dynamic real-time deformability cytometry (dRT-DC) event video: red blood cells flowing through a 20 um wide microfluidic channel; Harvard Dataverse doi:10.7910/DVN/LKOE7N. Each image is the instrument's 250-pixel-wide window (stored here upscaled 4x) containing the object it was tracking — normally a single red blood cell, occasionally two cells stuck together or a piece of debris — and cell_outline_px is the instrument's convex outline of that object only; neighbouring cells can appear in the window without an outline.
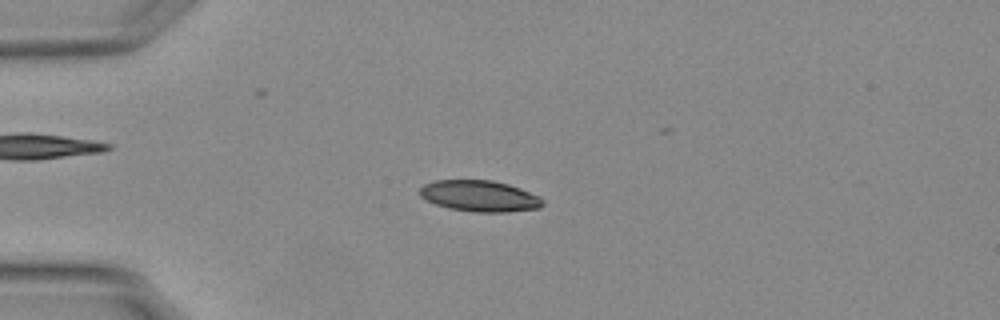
{"species": "Egyptian fruit bat (a non-hibernating species)", "species_latin": "Rousettus aegyptiacus", "temperature_condition": "warm", "stored_images_in_passage": 54, "camera_frame_rate_fps": 3000, "um_per_image_px": 0.085, "animal": {"sex": "female"}, "frame": {"image": 1, "passage_image": 14, "time_ms": 4.333, "image_size_px": [1000, 320], "cell_outline_px": [[544, 204], [540, 208], [504, 212], [476, 212], [448, 208], [436, 204], [420, 196], [420, 188], [424, 184], [436, 180], [492, 180], [508, 184], [520, 188], [540, 196], [544, 200]], "centroid_in_image_um": [40.8, 16.66], "position_along_channel_um": 44.2, "area_um2": 22.31}}
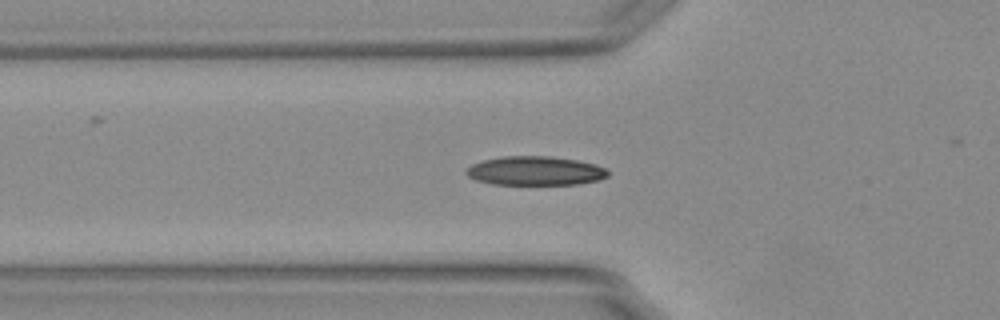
{"frame": {"image": 2, "passage_image": 19, "time_ms": 6.0, "image_size_px": [1000, 320], "cell_outline_px": [[608, 176], [596, 180], [580, 184], [492, 184], [476, 180], [468, 176], [464, 172], [472, 164], [484, 160], [500, 156], [552, 156], [576, 160], [592, 164], [604, 168], [608, 172]], "centroid_in_image_um": [45.45, 14.52], "position_along_channel_um": 80.4, "area_um2": 23.76}}
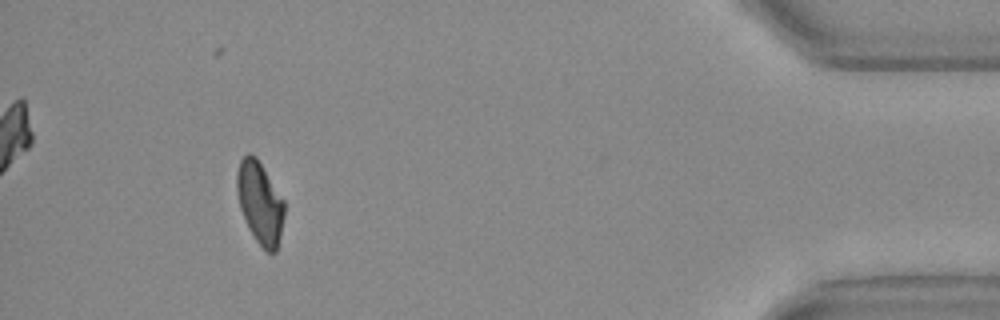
{"frame": {"image": 3, "passage_image": 50, "time_ms": 16.333, "image_size_px": [1000, 320], "cell_outline_px": [[284, 216], [280, 236], [276, 252], [268, 252], [256, 240], [240, 208], [236, 188], [236, 172], [240, 160], [248, 152], [256, 156], [284, 200]], "centroid_in_image_um": [22.09, 17.18], "position_along_channel_um": 413.1, "area_um2": 22.37}, "authors_computed_cell_mechanics": {"area_um2": 22.7732, "velocity_mm_per_s": 3.7857, "shape_relaxation_time_tau1_ms": 5.6998, "shape_relaxation_time_tau2_ms": 3.1011, "deformation_change_tau1": 0.1695, "deformation_change_tau2": 0.0656}}